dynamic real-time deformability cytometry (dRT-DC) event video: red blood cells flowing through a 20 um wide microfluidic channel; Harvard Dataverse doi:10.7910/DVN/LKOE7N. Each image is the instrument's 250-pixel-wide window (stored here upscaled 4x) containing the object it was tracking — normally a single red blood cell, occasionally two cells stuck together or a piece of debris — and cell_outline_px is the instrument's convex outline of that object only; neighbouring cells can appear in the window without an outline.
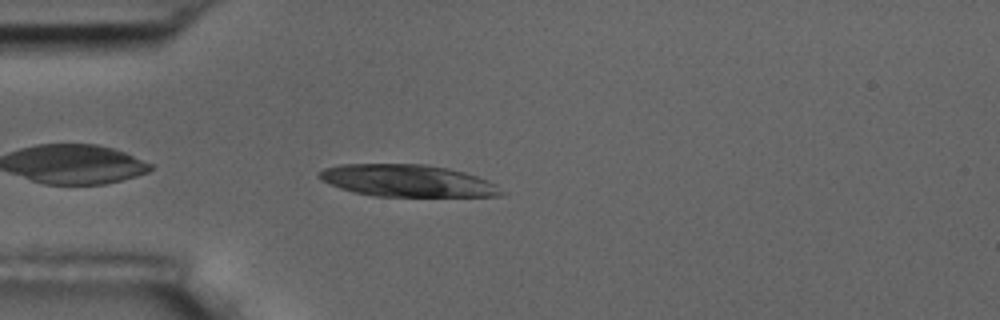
{"species": "common noctule bat (a hibernating species)", "species_latin": "Nyctalus noctula", "temperature_condition": "room temperature", "stored_images_in_passage": 4, "camera_frame_rate_fps": 3000, "um_per_image_px": 0.085, "animal": {"sex": "male", "body_mass_g": 17.5, "forearm_length_mm": 52.3}, "frame": {"image": 1, "passage_image": 4, "time_ms": 4.333, "image_size_px": [1000, 320], "cell_outline_px": [[508, 192], [504, 196], [372, 196], [352, 192], [340, 188], [320, 180], [316, 176], [316, 172], [324, 168], [340, 164], [424, 164], [448, 168], [464, 172], [488, 180], [496, 184]], "centroid_in_image_um": [34.63, 15.36], "position_along_channel_um": 50.4, "area_um2": 34.45}}